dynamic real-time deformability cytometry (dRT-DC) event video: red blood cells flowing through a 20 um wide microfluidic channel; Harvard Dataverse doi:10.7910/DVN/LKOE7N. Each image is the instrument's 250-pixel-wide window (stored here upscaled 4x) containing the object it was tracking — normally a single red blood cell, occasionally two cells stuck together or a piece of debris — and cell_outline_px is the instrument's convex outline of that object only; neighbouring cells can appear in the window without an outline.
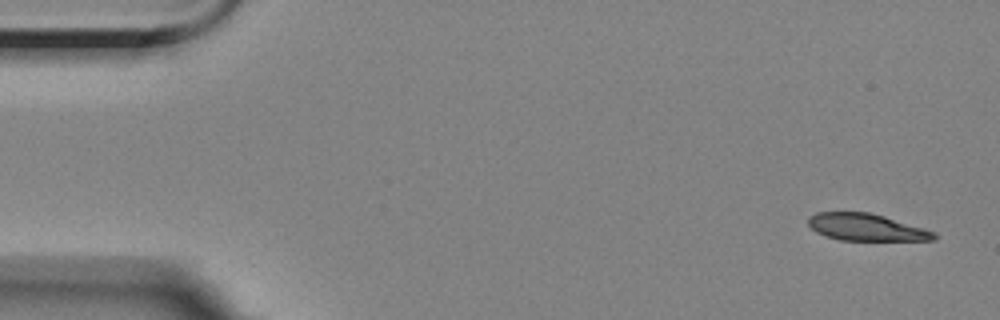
{"species": "Egyptian fruit bat (a non-hibernating species)", "species_latin": "Rousettus aegyptiacus", "temperature_condition": "room temperature", "stored_images_in_passage": 4, "camera_frame_rate_fps": 3000, "um_per_image_px": 0.085, "animal": {"sex": "female"}, "frame": {"image": 1, "passage_image": 1, "time_ms": 0.0, "image_size_px": [1000, 320], "cell_outline_px": [[936, 240], [840, 240], [824, 236], [816, 232], [808, 224], [808, 216], [816, 212], [868, 212], [884, 216], [924, 228], [936, 232]], "centroid_in_image_um": [73.61, 19.31], "position_along_channel_um": 11.4, "area_um2": 19.83}}